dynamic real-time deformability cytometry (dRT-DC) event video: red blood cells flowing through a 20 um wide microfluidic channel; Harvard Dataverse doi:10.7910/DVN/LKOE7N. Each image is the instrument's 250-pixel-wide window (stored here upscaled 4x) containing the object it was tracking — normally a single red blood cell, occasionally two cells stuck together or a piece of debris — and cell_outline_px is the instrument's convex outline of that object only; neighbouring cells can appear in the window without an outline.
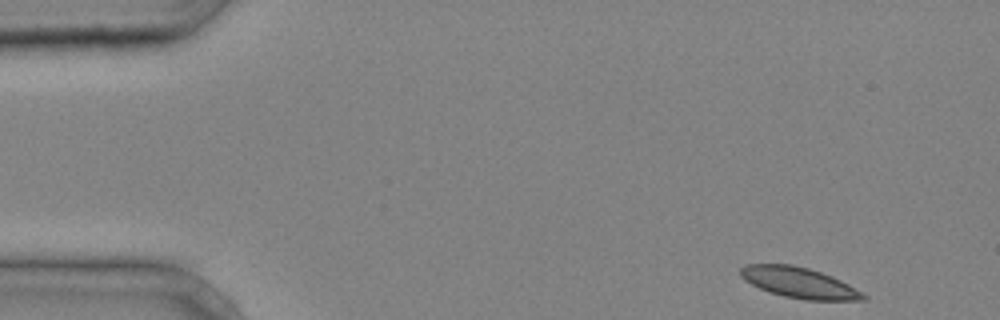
{"species": "common noctule bat (a hibernating species)", "species_latin": "Nyctalus noctula", "temperature_condition": "cold", "stored_images_in_passage": 39, "camera_frame_rate_fps": 3000, "um_per_image_px": 0.085, "animal": {"sex": "male", "body_mass_g": 20.4}, "frame": {"image": 1, "passage_image": 1, "time_ms": 0.0, "image_size_px": [1000, 320], "cell_outline_px": [[868, 300], [804, 300], [784, 296], [768, 292], [744, 280], [740, 276], [740, 268], [744, 264], [792, 264], [808, 268], [832, 276], [848, 284], [868, 296]], "centroid_in_image_um": [67.91, 24.03], "position_along_channel_um": 17.1, "area_um2": 21.96}}
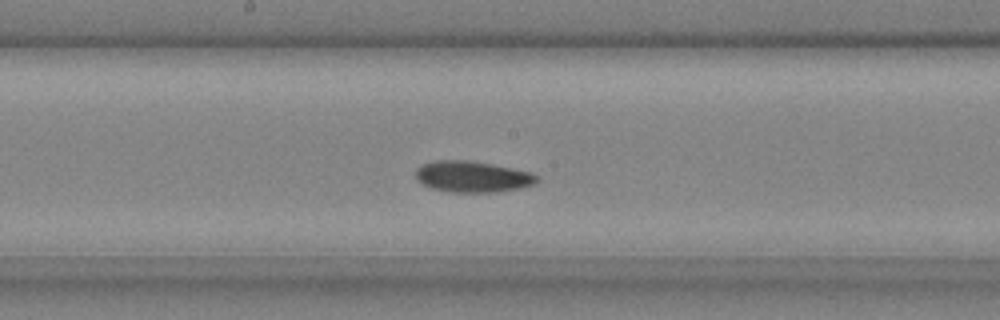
{"frame": {"image": 2, "passage_image": 20, "time_ms": 6.333, "image_size_px": [1000, 320], "cell_outline_px": [[540, 180], [536, 184], [520, 188], [500, 192], [448, 192], [432, 188], [424, 184], [416, 176], [416, 168], [424, 164], [436, 160], [468, 160], [492, 164], [532, 172], [540, 176]], "centroid_in_image_um": [40.24, 15.02], "position_along_channel_um": 208.0, "area_um2": 22.14}}
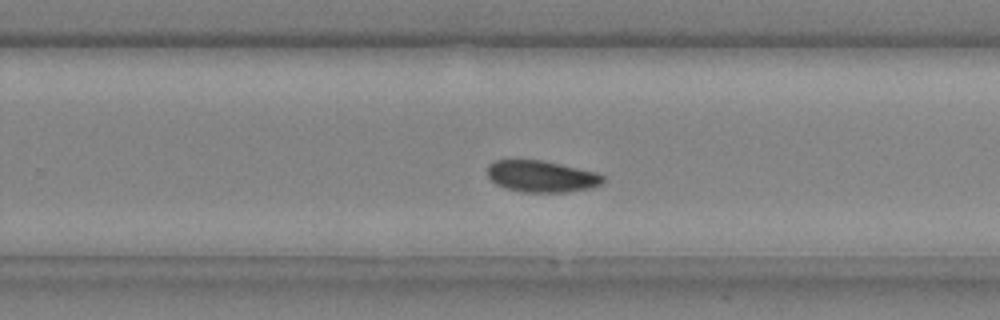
{"frame": {"image": 3, "passage_image": 25, "time_ms": 8.0, "image_size_px": [1000, 320], "cell_outline_px": [[604, 180], [600, 184], [592, 188], [564, 192], [524, 192], [504, 188], [496, 184], [488, 176], [488, 164], [492, 160], [540, 160], [596, 172], [604, 176]], "centroid_in_image_um": [46.0, 14.99], "position_along_channel_um": 283.8, "area_um2": 21.15}}